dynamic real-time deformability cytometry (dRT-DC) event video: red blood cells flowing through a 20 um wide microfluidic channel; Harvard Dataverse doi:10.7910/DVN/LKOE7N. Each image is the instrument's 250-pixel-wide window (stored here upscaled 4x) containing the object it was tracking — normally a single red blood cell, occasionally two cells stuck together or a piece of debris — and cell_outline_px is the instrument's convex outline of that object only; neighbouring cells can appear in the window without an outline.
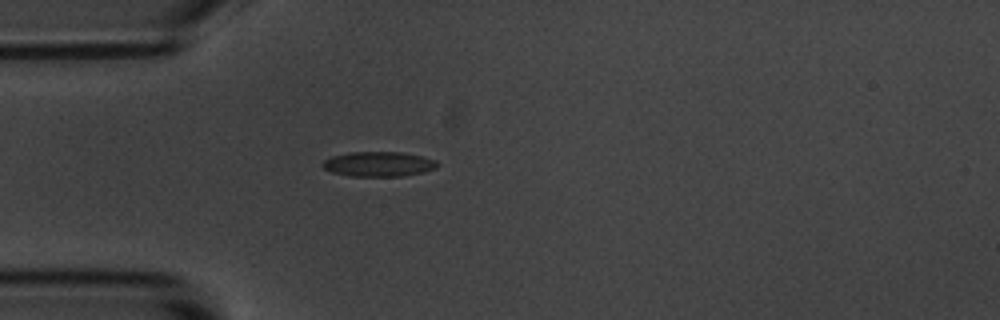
{"species": "common noctule bat (a hibernating species)", "species_latin": "Nyctalus noctula", "temperature_condition": "room temperature", "stored_images_in_passage": 41, "camera_frame_rate_fps": 3000, "um_per_image_px": 0.085, "animal": {"sex": "male", "body_mass_g": 20.1, "forearm_length_mm": 53.5}, "frame": {"image": 1, "passage_image": 1, "time_ms": 0.0, "image_size_px": [1000, 320], "cell_outline_px": [[440, 164], [436, 168], [424, 172], [400, 176], [348, 176], [332, 172], [324, 168], [320, 164], [324, 160], [332, 156], [348, 152], [400, 152], [420, 156], [436, 160]], "centroid_in_image_um": [32.17, 13.94], "position_along_channel_um": 52.8, "area_um2": 16.65}}
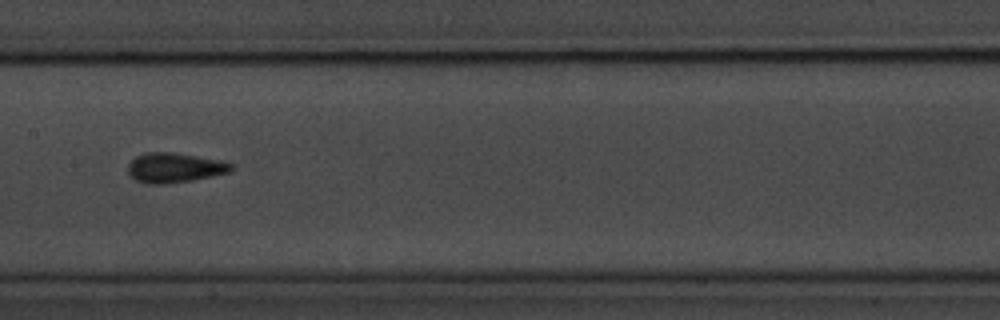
{"frame": {"image": 2, "passage_image": 13, "time_ms": 4.0, "image_size_px": [1000, 320], "cell_outline_px": [[232, 168], [228, 172], [212, 176], [192, 180], [164, 184], [148, 184], [136, 180], [128, 172], [128, 164], [136, 156], [144, 152], [172, 152], [196, 156], [216, 160], [232, 164]], "centroid_in_image_um": [14.77, 14.25], "position_along_channel_um": 192.6, "area_um2": 17.63}}
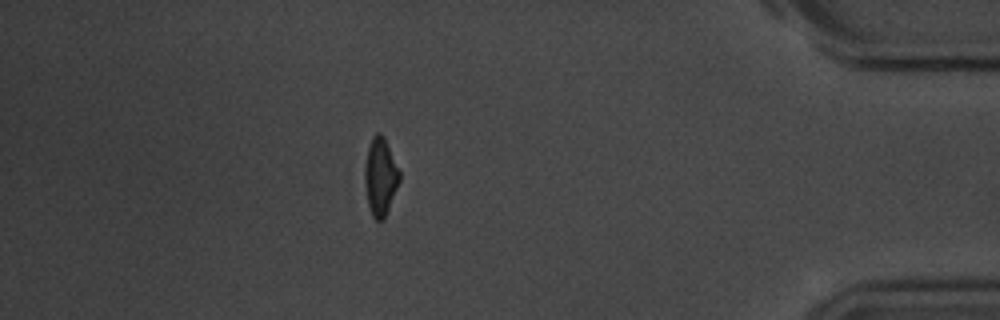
{"frame": {"image": 3, "passage_image": 34, "time_ms": 11.0, "image_size_px": [1000, 320], "cell_outline_px": [[400, 180], [384, 220], [376, 220], [372, 216], [368, 204], [364, 180], [364, 168], [368, 148], [372, 136], [376, 132], [380, 132], [384, 136], [400, 172]], "centroid_in_image_um": [32.33, 15.01], "position_along_channel_um": 402.9, "area_um2": 15.72}, "authors_computed_cell_mechanics": {"area_um2": 16.2418, "velocity_mm_per_s": 3.6408, "shape_relaxation_time_tau1_ms": 2.3612, "shape_relaxation_time_tau2_ms": 1.4567, "deformation_change_tau1": 0.0953, "deformation_change_tau2": 0.0599}}